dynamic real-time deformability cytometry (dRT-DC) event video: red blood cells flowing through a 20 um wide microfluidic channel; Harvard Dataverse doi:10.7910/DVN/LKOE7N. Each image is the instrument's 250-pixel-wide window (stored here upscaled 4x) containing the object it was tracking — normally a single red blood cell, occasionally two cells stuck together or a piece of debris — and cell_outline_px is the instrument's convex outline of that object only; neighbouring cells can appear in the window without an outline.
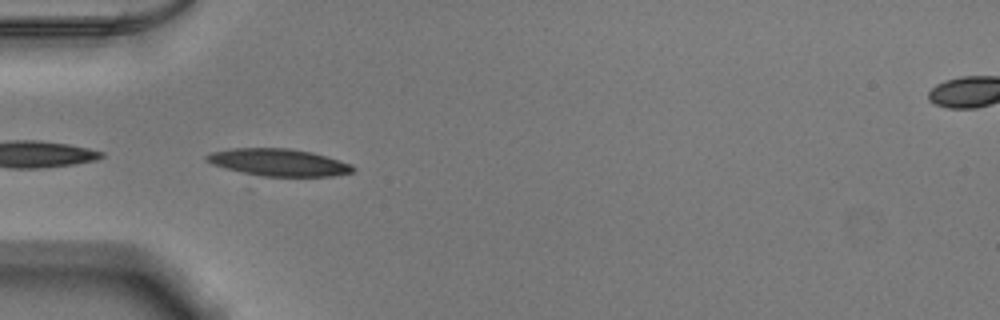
{"species": "Egyptian fruit bat (a non-hibernating species)", "species_latin": "Rousettus aegyptiacus", "temperature_condition": "warm", "stored_images_in_passage": 15, "camera_frame_rate_fps": 3000, "um_per_image_px": 0.085, "animal": {"sex": "male"}, "frame": {"image": 1, "passage_image": 1, "time_ms": 0.0, "image_size_px": [1000, 320], "cell_outline_px": [[356, 168], [352, 172], [332, 176], [252, 176], [224, 168], [212, 164], [204, 160], [204, 156], [212, 152], [232, 148], [288, 148], [312, 152], [340, 160], [352, 164]], "centroid_in_image_um": [23.64, 13.81], "position_along_channel_um": 61.4, "area_um2": 23.47}}
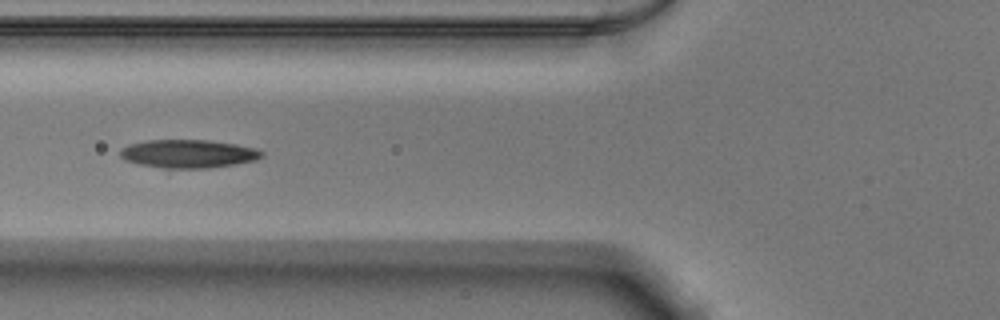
{"frame": {"image": 2, "passage_image": 5, "time_ms": 1.333, "image_size_px": [1000, 320], "cell_outline_px": [[264, 156], [256, 160], [208, 168], [164, 168], [140, 164], [124, 160], [120, 156], [120, 148], [128, 144], [148, 140], [208, 140], [236, 144], [256, 148], [264, 152]], "centroid_in_image_um": [16.0, 13.06], "position_along_channel_um": 109.8, "area_um2": 23.35}}
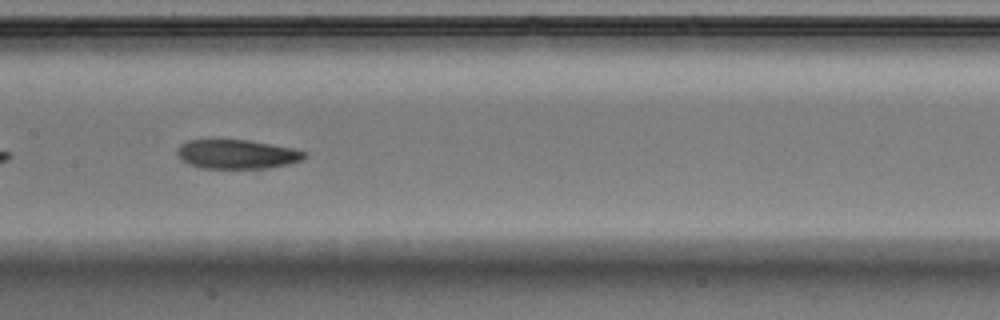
{"frame": {"image": 3, "passage_image": 11, "time_ms": 3.333, "image_size_px": [1000, 320], "cell_outline_px": [[308, 156], [300, 160], [288, 164], [268, 168], [200, 168], [188, 164], [180, 160], [176, 156], [176, 148], [180, 144], [188, 140], [248, 140], [292, 148], [308, 152]], "centroid_in_image_um": [20.09, 13.11], "position_along_channel_um": 187.3, "area_um2": 21.79}}